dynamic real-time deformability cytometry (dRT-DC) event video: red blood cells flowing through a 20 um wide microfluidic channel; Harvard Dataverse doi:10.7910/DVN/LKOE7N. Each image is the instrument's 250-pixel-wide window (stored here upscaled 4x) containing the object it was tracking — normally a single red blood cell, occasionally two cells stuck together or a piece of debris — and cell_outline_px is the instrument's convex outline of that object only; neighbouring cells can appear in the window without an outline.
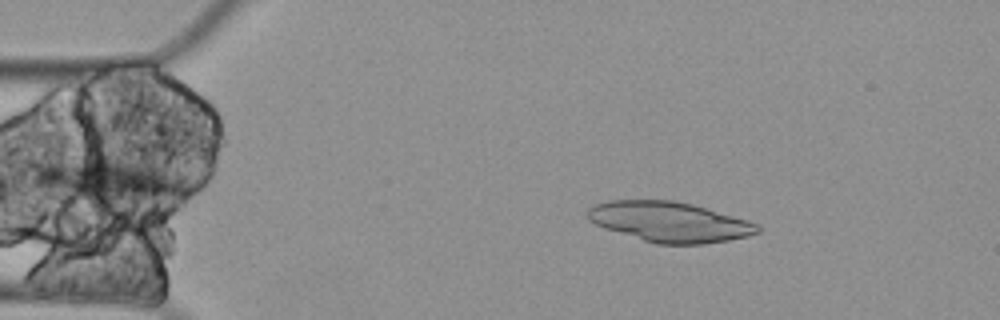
{"species": "Egyptian fruit bat (a non-hibernating species)", "species_latin": "Rousettus aegyptiacus", "temperature_condition": "cold", "stored_images_in_passage": 16, "camera_frame_rate_fps": 3000, "um_per_image_px": 0.085, "animal": {"sex": "female"}, "frame": {"image": 1, "passage_image": 9, "time_ms": 2.667, "image_size_px": [1000, 320], "cell_outline_px": [[760, 232], [748, 236], [728, 240], [704, 244], [656, 244], [604, 228], [588, 220], [584, 212], [592, 204], [608, 200], [676, 200], [692, 204], [748, 220], [760, 224]], "centroid_in_image_um": [56.88, 18.85], "position_along_channel_um": 28.1, "area_um2": 40.06}}